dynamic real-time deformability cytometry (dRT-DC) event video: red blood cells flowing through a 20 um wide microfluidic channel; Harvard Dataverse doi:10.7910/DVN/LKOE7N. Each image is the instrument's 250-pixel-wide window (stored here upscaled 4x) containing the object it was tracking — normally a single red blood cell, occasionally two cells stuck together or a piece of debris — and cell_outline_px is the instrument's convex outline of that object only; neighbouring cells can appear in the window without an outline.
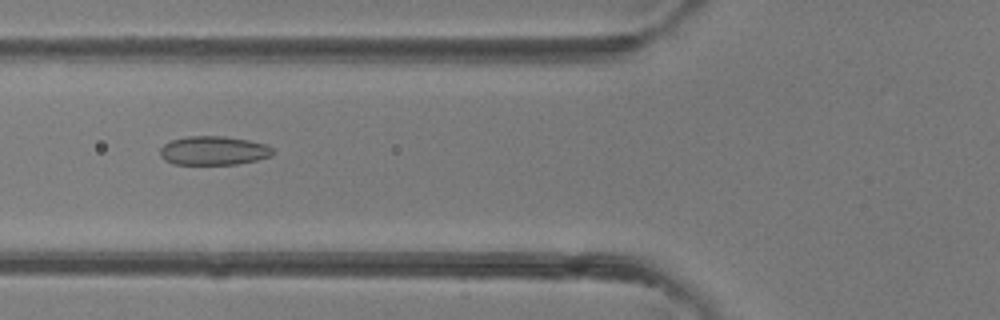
{"species": "common noctule bat (a hibernating species)", "species_latin": "Nyctalus noctula", "temperature_condition": "room temperature", "stored_images_in_passage": 5, "camera_frame_rate_fps": 3000, "um_per_image_px": 0.085, "animal": {"sex": "female"}, "frame": {"image": 1, "passage_image": 5, "time_ms": 5.333, "image_size_px": [1000, 320], "cell_outline_px": [[272, 156], [256, 160], [236, 164], [172, 164], [164, 160], [160, 156], [160, 148], [164, 144], [172, 140], [188, 136], [224, 136], [248, 140], [264, 144], [272, 148]], "centroid_in_image_um": [18.12, 12.8], "position_along_channel_um": 107.7, "area_um2": 18.9}}